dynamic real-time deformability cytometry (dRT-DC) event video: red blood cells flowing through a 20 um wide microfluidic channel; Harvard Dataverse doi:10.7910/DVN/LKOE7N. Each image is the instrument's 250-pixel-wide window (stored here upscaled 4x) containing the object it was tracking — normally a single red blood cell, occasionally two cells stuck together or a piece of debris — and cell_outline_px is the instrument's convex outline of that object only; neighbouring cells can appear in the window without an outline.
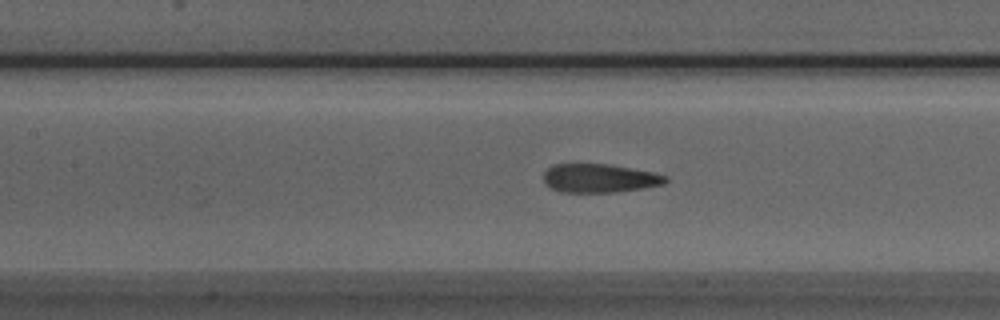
{"species": "Egyptian fruit bat (a non-hibernating species)", "species_latin": "Rousettus aegyptiacus", "temperature_condition": "room temperature", "stored_images_in_passage": 36, "camera_frame_rate_fps": 3000, "um_per_image_px": 0.085, "animal": {"sex": "male"}, "frame": {"image": 1, "passage_image": 16, "time_ms": 5.0, "image_size_px": [1000, 320], "cell_outline_px": [[668, 180], [664, 184], [644, 188], [612, 192], [560, 192], [544, 184], [544, 172], [552, 164], [608, 164], [652, 172], [668, 176]], "centroid_in_image_um": [50.94, 15.15], "position_along_channel_um": 156.5, "area_um2": 20.35}}
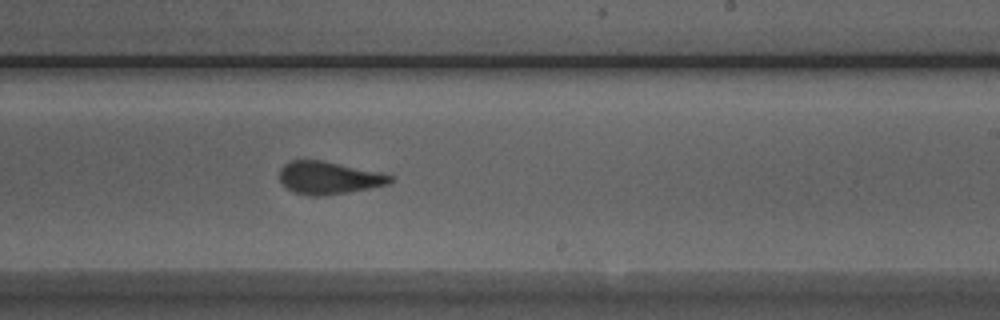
{"frame": {"image": 2, "passage_image": 24, "time_ms": 7.667, "image_size_px": [1000, 320], "cell_outline_px": [[396, 176], [392, 184], [348, 192], [320, 196], [308, 196], [292, 192], [280, 180], [280, 168], [284, 164], [292, 160], [320, 160], [380, 172]], "centroid_in_image_um": [27.99, 15.12], "position_along_channel_um": 261.0, "area_um2": 21.15}}
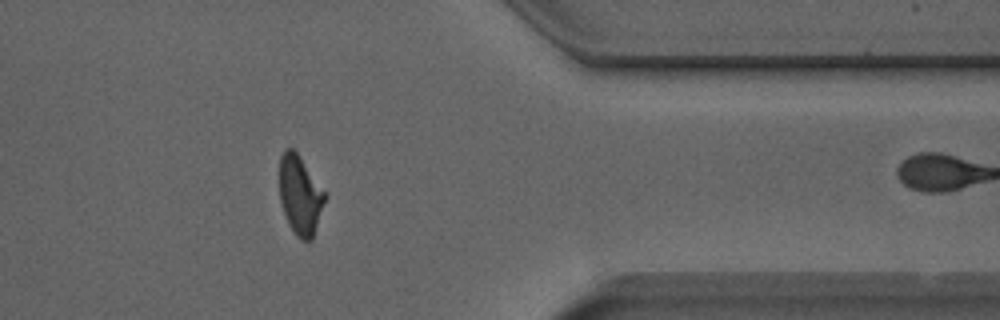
{"frame": {"image": 3, "passage_image": 35, "time_ms": 11.333, "image_size_px": [1000, 320], "cell_outline_px": [[328, 196], [312, 240], [300, 240], [296, 236], [284, 212], [280, 200], [280, 156], [288, 148], [292, 148], [296, 152]], "centroid_in_image_um": [25.54, 16.62], "position_along_channel_um": 385.9, "area_um2": 20.63}}